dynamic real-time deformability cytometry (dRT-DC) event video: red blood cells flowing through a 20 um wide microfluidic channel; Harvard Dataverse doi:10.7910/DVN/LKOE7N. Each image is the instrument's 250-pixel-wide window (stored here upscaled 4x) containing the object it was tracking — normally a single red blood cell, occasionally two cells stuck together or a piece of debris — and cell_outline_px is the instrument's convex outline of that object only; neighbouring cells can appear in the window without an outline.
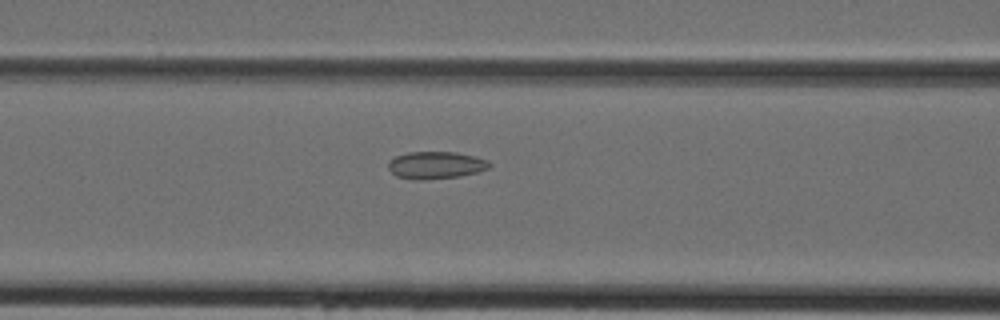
{"species": "Egyptian fruit bat (a non-hibernating species)", "species_latin": "Rousettus aegyptiacus", "temperature_condition": "cold", "stored_images_in_passage": 33, "camera_frame_rate_fps": 3000, "um_per_image_px": 0.085, "animal": {"sex": "female"}, "frame": {"image": 1, "passage_image": 7, "time_ms": 2.0, "image_size_px": [1000, 320], "cell_outline_px": [[492, 164], [488, 168], [476, 172], [460, 176], [424, 180], [416, 180], [396, 176], [388, 168], [388, 160], [396, 156], [408, 152], [456, 152], [476, 156], [488, 160]], "centroid_in_image_um": [37.04, 14.03], "position_along_channel_um": 129.6, "area_um2": 16.18}}
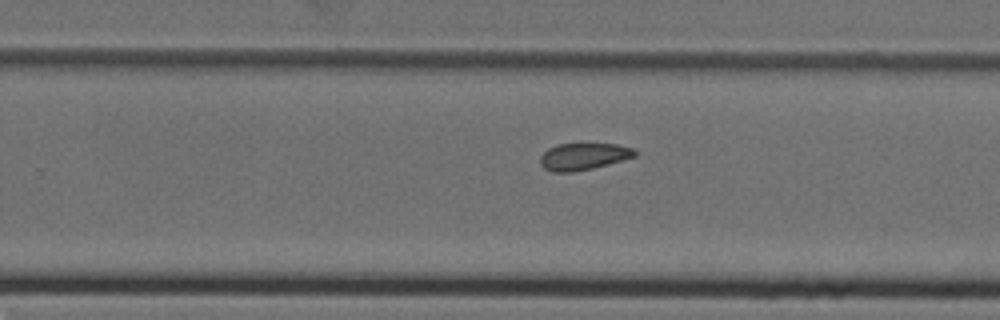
{"frame": {"image": 2, "passage_image": 17, "time_ms": 5.333, "image_size_px": [1000, 320], "cell_outline_px": [[636, 156], [624, 160], [592, 168], [572, 172], [552, 172], [544, 168], [540, 164], [540, 156], [548, 148], [556, 144], [616, 144], [632, 148], [636, 152]], "centroid_in_image_um": [49.57, 13.3], "position_along_channel_um": 280.2, "area_um2": 14.8}}
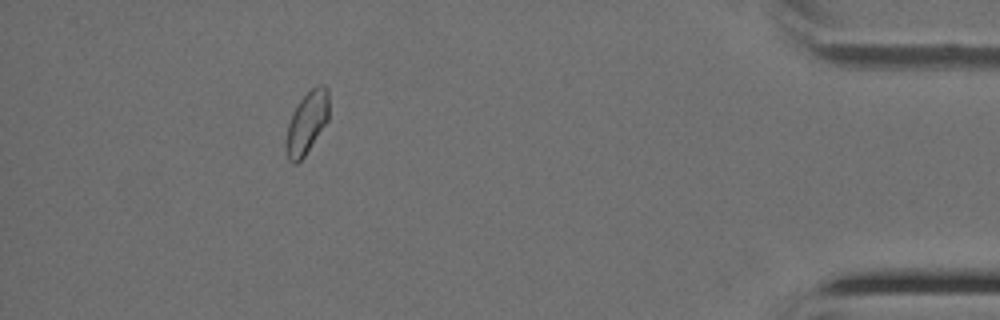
{"frame": {"image": 3, "passage_image": 29, "time_ms": 9.333, "image_size_px": [1000, 320], "cell_outline_px": [[328, 120], [304, 156], [296, 164], [292, 164], [288, 160], [288, 124], [292, 112], [300, 100], [316, 84], [324, 84], [328, 88]], "centroid_in_image_um": [26.12, 10.37], "position_along_channel_um": 409.1, "area_um2": 15.09}}